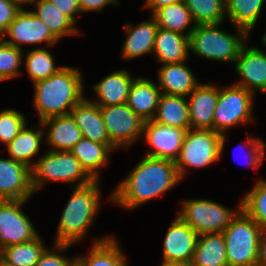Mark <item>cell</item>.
<instances>
[{
  "mask_svg": "<svg viewBox=\"0 0 266 266\" xmlns=\"http://www.w3.org/2000/svg\"><path fill=\"white\" fill-rule=\"evenodd\" d=\"M240 210L241 202L233 211L212 200L189 199L183 201L178 216L198 235L223 233Z\"/></svg>",
  "mask_w": 266,
  "mask_h": 266,
  "instance_id": "cell-8",
  "label": "cell"
},
{
  "mask_svg": "<svg viewBox=\"0 0 266 266\" xmlns=\"http://www.w3.org/2000/svg\"><path fill=\"white\" fill-rule=\"evenodd\" d=\"M81 13L84 12H101L107 5H118V0H78Z\"/></svg>",
  "mask_w": 266,
  "mask_h": 266,
  "instance_id": "cell-43",
  "label": "cell"
},
{
  "mask_svg": "<svg viewBox=\"0 0 266 266\" xmlns=\"http://www.w3.org/2000/svg\"><path fill=\"white\" fill-rule=\"evenodd\" d=\"M188 129L190 128L166 126L153 120L145 121L142 135H145V142L152 149L145 155L175 161L179 156Z\"/></svg>",
  "mask_w": 266,
  "mask_h": 266,
  "instance_id": "cell-14",
  "label": "cell"
},
{
  "mask_svg": "<svg viewBox=\"0 0 266 266\" xmlns=\"http://www.w3.org/2000/svg\"><path fill=\"white\" fill-rule=\"evenodd\" d=\"M161 266H176V265H162V264H161Z\"/></svg>",
  "mask_w": 266,
  "mask_h": 266,
  "instance_id": "cell-49",
  "label": "cell"
},
{
  "mask_svg": "<svg viewBox=\"0 0 266 266\" xmlns=\"http://www.w3.org/2000/svg\"><path fill=\"white\" fill-rule=\"evenodd\" d=\"M161 94L155 82L138 76L131 85L126 104L144 121L153 120Z\"/></svg>",
  "mask_w": 266,
  "mask_h": 266,
  "instance_id": "cell-21",
  "label": "cell"
},
{
  "mask_svg": "<svg viewBox=\"0 0 266 266\" xmlns=\"http://www.w3.org/2000/svg\"><path fill=\"white\" fill-rule=\"evenodd\" d=\"M55 246L52 250L46 249L41 254L39 261L35 266H74L75 257L68 258L62 256L61 252L69 248L72 244L68 243H53ZM56 250V251H55ZM57 252V253H56Z\"/></svg>",
  "mask_w": 266,
  "mask_h": 266,
  "instance_id": "cell-39",
  "label": "cell"
},
{
  "mask_svg": "<svg viewBox=\"0 0 266 266\" xmlns=\"http://www.w3.org/2000/svg\"><path fill=\"white\" fill-rule=\"evenodd\" d=\"M260 226L242 209L223 231L229 266H257Z\"/></svg>",
  "mask_w": 266,
  "mask_h": 266,
  "instance_id": "cell-5",
  "label": "cell"
},
{
  "mask_svg": "<svg viewBox=\"0 0 266 266\" xmlns=\"http://www.w3.org/2000/svg\"><path fill=\"white\" fill-rule=\"evenodd\" d=\"M27 121L23 114L12 109L0 112V141L8 145L23 129Z\"/></svg>",
  "mask_w": 266,
  "mask_h": 266,
  "instance_id": "cell-38",
  "label": "cell"
},
{
  "mask_svg": "<svg viewBox=\"0 0 266 266\" xmlns=\"http://www.w3.org/2000/svg\"><path fill=\"white\" fill-rule=\"evenodd\" d=\"M10 2L15 3L19 8L23 9V7H21L22 5L24 6L25 4H33L36 0H9Z\"/></svg>",
  "mask_w": 266,
  "mask_h": 266,
  "instance_id": "cell-46",
  "label": "cell"
},
{
  "mask_svg": "<svg viewBox=\"0 0 266 266\" xmlns=\"http://www.w3.org/2000/svg\"><path fill=\"white\" fill-rule=\"evenodd\" d=\"M153 121L175 128H190L188 100L185 96L161 94Z\"/></svg>",
  "mask_w": 266,
  "mask_h": 266,
  "instance_id": "cell-28",
  "label": "cell"
},
{
  "mask_svg": "<svg viewBox=\"0 0 266 266\" xmlns=\"http://www.w3.org/2000/svg\"><path fill=\"white\" fill-rule=\"evenodd\" d=\"M144 156L111 194V201L129 210L169 191L181 181L175 161Z\"/></svg>",
  "mask_w": 266,
  "mask_h": 266,
  "instance_id": "cell-1",
  "label": "cell"
},
{
  "mask_svg": "<svg viewBox=\"0 0 266 266\" xmlns=\"http://www.w3.org/2000/svg\"><path fill=\"white\" fill-rule=\"evenodd\" d=\"M225 140V134L210 129H188L179 156L175 160L181 180L186 175L188 166L203 168L219 160Z\"/></svg>",
  "mask_w": 266,
  "mask_h": 266,
  "instance_id": "cell-7",
  "label": "cell"
},
{
  "mask_svg": "<svg viewBox=\"0 0 266 266\" xmlns=\"http://www.w3.org/2000/svg\"><path fill=\"white\" fill-rule=\"evenodd\" d=\"M241 209L266 231V181L259 180L241 200Z\"/></svg>",
  "mask_w": 266,
  "mask_h": 266,
  "instance_id": "cell-36",
  "label": "cell"
},
{
  "mask_svg": "<svg viewBox=\"0 0 266 266\" xmlns=\"http://www.w3.org/2000/svg\"><path fill=\"white\" fill-rule=\"evenodd\" d=\"M265 0H225L226 17L249 34L256 25Z\"/></svg>",
  "mask_w": 266,
  "mask_h": 266,
  "instance_id": "cell-32",
  "label": "cell"
},
{
  "mask_svg": "<svg viewBox=\"0 0 266 266\" xmlns=\"http://www.w3.org/2000/svg\"><path fill=\"white\" fill-rule=\"evenodd\" d=\"M88 256L75 257L76 266H128L117 239L112 236L95 238Z\"/></svg>",
  "mask_w": 266,
  "mask_h": 266,
  "instance_id": "cell-25",
  "label": "cell"
},
{
  "mask_svg": "<svg viewBox=\"0 0 266 266\" xmlns=\"http://www.w3.org/2000/svg\"><path fill=\"white\" fill-rule=\"evenodd\" d=\"M34 194L30 168L11 158H0V200L28 199Z\"/></svg>",
  "mask_w": 266,
  "mask_h": 266,
  "instance_id": "cell-15",
  "label": "cell"
},
{
  "mask_svg": "<svg viewBox=\"0 0 266 266\" xmlns=\"http://www.w3.org/2000/svg\"><path fill=\"white\" fill-rule=\"evenodd\" d=\"M82 137L100 144H112L108 136L100 107L85 97L71 110Z\"/></svg>",
  "mask_w": 266,
  "mask_h": 266,
  "instance_id": "cell-18",
  "label": "cell"
},
{
  "mask_svg": "<svg viewBox=\"0 0 266 266\" xmlns=\"http://www.w3.org/2000/svg\"><path fill=\"white\" fill-rule=\"evenodd\" d=\"M82 75L79 69L63 66L49 78L34 83L33 105L40 122L71 113L85 97Z\"/></svg>",
  "mask_w": 266,
  "mask_h": 266,
  "instance_id": "cell-2",
  "label": "cell"
},
{
  "mask_svg": "<svg viewBox=\"0 0 266 266\" xmlns=\"http://www.w3.org/2000/svg\"><path fill=\"white\" fill-rule=\"evenodd\" d=\"M249 136L250 138L249 139L247 138L246 142L245 141L243 142L242 148L247 149L249 146V150L246 151L248 152L246 156L248 158L247 164L250 167H253L254 169H256L259 167V165L261 166L263 162V159L265 156L264 153H265L266 144L260 137L251 138L252 134H250Z\"/></svg>",
  "mask_w": 266,
  "mask_h": 266,
  "instance_id": "cell-40",
  "label": "cell"
},
{
  "mask_svg": "<svg viewBox=\"0 0 266 266\" xmlns=\"http://www.w3.org/2000/svg\"><path fill=\"white\" fill-rule=\"evenodd\" d=\"M134 80L128 70L110 73L93 86V91L98 97L94 103L99 107L125 104Z\"/></svg>",
  "mask_w": 266,
  "mask_h": 266,
  "instance_id": "cell-20",
  "label": "cell"
},
{
  "mask_svg": "<svg viewBox=\"0 0 266 266\" xmlns=\"http://www.w3.org/2000/svg\"><path fill=\"white\" fill-rule=\"evenodd\" d=\"M151 16L156 20L158 27L174 31L188 37L195 28V22L184 1L161 7ZM190 23H193L194 25H192L191 28H189V25H191ZM186 30L187 32L185 33L184 31Z\"/></svg>",
  "mask_w": 266,
  "mask_h": 266,
  "instance_id": "cell-30",
  "label": "cell"
},
{
  "mask_svg": "<svg viewBox=\"0 0 266 266\" xmlns=\"http://www.w3.org/2000/svg\"><path fill=\"white\" fill-rule=\"evenodd\" d=\"M20 10L21 8L15 3L9 0H0V36L7 30Z\"/></svg>",
  "mask_w": 266,
  "mask_h": 266,
  "instance_id": "cell-41",
  "label": "cell"
},
{
  "mask_svg": "<svg viewBox=\"0 0 266 266\" xmlns=\"http://www.w3.org/2000/svg\"><path fill=\"white\" fill-rule=\"evenodd\" d=\"M195 25L222 24L226 18L225 0H184Z\"/></svg>",
  "mask_w": 266,
  "mask_h": 266,
  "instance_id": "cell-34",
  "label": "cell"
},
{
  "mask_svg": "<svg viewBox=\"0 0 266 266\" xmlns=\"http://www.w3.org/2000/svg\"><path fill=\"white\" fill-rule=\"evenodd\" d=\"M55 5L65 16H67L74 24L76 23V14H80L78 0H48Z\"/></svg>",
  "mask_w": 266,
  "mask_h": 266,
  "instance_id": "cell-42",
  "label": "cell"
},
{
  "mask_svg": "<svg viewBox=\"0 0 266 266\" xmlns=\"http://www.w3.org/2000/svg\"><path fill=\"white\" fill-rule=\"evenodd\" d=\"M26 201L0 200V250L32 241L39 236L30 218L21 210Z\"/></svg>",
  "mask_w": 266,
  "mask_h": 266,
  "instance_id": "cell-11",
  "label": "cell"
},
{
  "mask_svg": "<svg viewBox=\"0 0 266 266\" xmlns=\"http://www.w3.org/2000/svg\"><path fill=\"white\" fill-rule=\"evenodd\" d=\"M23 51L0 39V78L3 81L22 73L19 68L23 63Z\"/></svg>",
  "mask_w": 266,
  "mask_h": 266,
  "instance_id": "cell-37",
  "label": "cell"
},
{
  "mask_svg": "<svg viewBox=\"0 0 266 266\" xmlns=\"http://www.w3.org/2000/svg\"><path fill=\"white\" fill-rule=\"evenodd\" d=\"M184 0H146V4L144 8H150L152 10V14L159 8L170 5L176 4Z\"/></svg>",
  "mask_w": 266,
  "mask_h": 266,
  "instance_id": "cell-45",
  "label": "cell"
},
{
  "mask_svg": "<svg viewBox=\"0 0 266 266\" xmlns=\"http://www.w3.org/2000/svg\"><path fill=\"white\" fill-rule=\"evenodd\" d=\"M257 266H266V231L260 236Z\"/></svg>",
  "mask_w": 266,
  "mask_h": 266,
  "instance_id": "cell-44",
  "label": "cell"
},
{
  "mask_svg": "<svg viewBox=\"0 0 266 266\" xmlns=\"http://www.w3.org/2000/svg\"><path fill=\"white\" fill-rule=\"evenodd\" d=\"M219 25H195L189 36V51L211 61L235 63L249 35L243 29L237 28L236 36L218 29Z\"/></svg>",
  "mask_w": 266,
  "mask_h": 266,
  "instance_id": "cell-4",
  "label": "cell"
},
{
  "mask_svg": "<svg viewBox=\"0 0 266 266\" xmlns=\"http://www.w3.org/2000/svg\"><path fill=\"white\" fill-rule=\"evenodd\" d=\"M74 189L62 212L55 243L75 244L81 241L100 209L99 180Z\"/></svg>",
  "mask_w": 266,
  "mask_h": 266,
  "instance_id": "cell-3",
  "label": "cell"
},
{
  "mask_svg": "<svg viewBox=\"0 0 266 266\" xmlns=\"http://www.w3.org/2000/svg\"><path fill=\"white\" fill-rule=\"evenodd\" d=\"M45 153L30 168L33 192L51 180L75 182L76 187L88 185L93 181L70 151H51L49 149Z\"/></svg>",
  "mask_w": 266,
  "mask_h": 266,
  "instance_id": "cell-6",
  "label": "cell"
},
{
  "mask_svg": "<svg viewBox=\"0 0 266 266\" xmlns=\"http://www.w3.org/2000/svg\"><path fill=\"white\" fill-rule=\"evenodd\" d=\"M199 235L179 216L170 224L163 241L162 265L189 266Z\"/></svg>",
  "mask_w": 266,
  "mask_h": 266,
  "instance_id": "cell-13",
  "label": "cell"
},
{
  "mask_svg": "<svg viewBox=\"0 0 266 266\" xmlns=\"http://www.w3.org/2000/svg\"><path fill=\"white\" fill-rule=\"evenodd\" d=\"M185 64V62L164 64L159 68L158 87L162 94L188 97L200 84Z\"/></svg>",
  "mask_w": 266,
  "mask_h": 266,
  "instance_id": "cell-22",
  "label": "cell"
},
{
  "mask_svg": "<svg viewBox=\"0 0 266 266\" xmlns=\"http://www.w3.org/2000/svg\"><path fill=\"white\" fill-rule=\"evenodd\" d=\"M40 129H27L26 125L19 132V134L8 144L7 150L10 155L9 158L22 162L31 168L35 162L32 158L40 152V144L45 136V130H41L42 124L39 123ZM32 161V162H31Z\"/></svg>",
  "mask_w": 266,
  "mask_h": 266,
  "instance_id": "cell-29",
  "label": "cell"
},
{
  "mask_svg": "<svg viewBox=\"0 0 266 266\" xmlns=\"http://www.w3.org/2000/svg\"><path fill=\"white\" fill-rule=\"evenodd\" d=\"M241 48L235 60V71L242 78L235 84L251 91L266 93V53L257 47Z\"/></svg>",
  "mask_w": 266,
  "mask_h": 266,
  "instance_id": "cell-16",
  "label": "cell"
},
{
  "mask_svg": "<svg viewBox=\"0 0 266 266\" xmlns=\"http://www.w3.org/2000/svg\"><path fill=\"white\" fill-rule=\"evenodd\" d=\"M189 266H229L223 234L199 235Z\"/></svg>",
  "mask_w": 266,
  "mask_h": 266,
  "instance_id": "cell-27",
  "label": "cell"
},
{
  "mask_svg": "<svg viewBox=\"0 0 266 266\" xmlns=\"http://www.w3.org/2000/svg\"><path fill=\"white\" fill-rule=\"evenodd\" d=\"M116 149L113 144H100L82 137L70 152L93 180H100V168L108 164L110 151Z\"/></svg>",
  "mask_w": 266,
  "mask_h": 266,
  "instance_id": "cell-26",
  "label": "cell"
},
{
  "mask_svg": "<svg viewBox=\"0 0 266 266\" xmlns=\"http://www.w3.org/2000/svg\"><path fill=\"white\" fill-rule=\"evenodd\" d=\"M153 52L162 65L185 62L191 53L189 37L158 27Z\"/></svg>",
  "mask_w": 266,
  "mask_h": 266,
  "instance_id": "cell-24",
  "label": "cell"
},
{
  "mask_svg": "<svg viewBox=\"0 0 266 266\" xmlns=\"http://www.w3.org/2000/svg\"><path fill=\"white\" fill-rule=\"evenodd\" d=\"M32 11L49 28L51 33L60 40L63 36L77 35L75 24L48 0H36Z\"/></svg>",
  "mask_w": 266,
  "mask_h": 266,
  "instance_id": "cell-31",
  "label": "cell"
},
{
  "mask_svg": "<svg viewBox=\"0 0 266 266\" xmlns=\"http://www.w3.org/2000/svg\"><path fill=\"white\" fill-rule=\"evenodd\" d=\"M0 266H14V265L7 263L4 259L0 257Z\"/></svg>",
  "mask_w": 266,
  "mask_h": 266,
  "instance_id": "cell-47",
  "label": "cell"
},
{
  "mask_svg": "<svg viewBox=\"0 0 266 266\" xmlns=\"http://www.w3.org/2000/svg\"><path fill=\"white\" fill-rule=\"evenodd\" d=\"M100 111L110 141L117 149L128 148L143 136L145 121L126 103L100 107Z\"/></svg>",
  "mask_w": 266,
  "mask_h": 266,
  "instance_id": "cell-10",
  "label": "cell"
},
{
  "mask_svg": "<svg viewBox=\"0 0 266 266\" xmlns=\"http://www.w3.org/2000/svg\"><path fill=\"white\" fill-rule=\"evenodd\" d=\"M190 129L213 130V118L219 96V88L211 84H199L189 95Z\"/></svg>",
  "mask_w": 266,
  "mask_h": 266,
  "instance_id": "cell-17",
  "label": "cell"
},
{
  "mask_svg": "<svg viewBox=\"0 0 266 266\" xmlns=\"http://www.w3.org/2000/svg\"><path fill=\"white\" fill-rule=\"evenodd\" d=\"M124 27L127 37L122 47V58L135 59L153 52L158 29L156 20L153 17L135 26L131 25V23H126Z\"/></svg>",
  "mask_w": 266,
  "mask_h": 266,
  "instance_id": "cell-19",
  "label": "cell"
},
{
  "mask_svg": "<svg viewBox=\"0 0 266 266\" xmlns=\"http://www.w3.org/2000/svg\"><path fill=\"white\" fill-rule=\"evenodd\" d=\"M253 96L251 91L236 84L219 88L213 131L223 135L233 125L252 122Z\"/></svg>",
  "mask_w": 266,
  "mask_h": 266,
  "instance_id": "cell-9",
  "label": "cell"
},
{
  "mask_svg": "<svg viewBox=\"0 0 266 266\" xmlns=\"http://www.w3.org/2000/svg\"><path fill=\"white\" fill-rule=\"evenodd\" d=\"M40 236L32 241L14 244L0 250V257L14 266H35L46 249Z\"/></svg>",
  "mask_w": 266,
  "mask_h": 266,
  "instance_id": "cell-33",
  "label": "cell"
},
{
  "mask_svg": "<svg viewBox=\"0 0 266 266\" xmlns=\"http://www.w3.org/2000/svg\"><path fill=\"white\" fill-rule=\"evenodd\" d=\"M23 58L25 61L22 64L25 65V69L33 83L47 79L63 68L62 66H55L52 54L43 47L28 51L26 56L23 54Z\"/></svg>",
  "mask_w": 266,
  "mask_h": 266,
  "instance_id": "cell-35",
  "label": "cell"
},
{
  "mask_svg": "<svg viewBox=\"0 0 266 266\" xmlns=\"http://www.w3.org/2000/svg\"><path fill=\"white\" fill-rule=\"evenodd\" d=\"M261 39L263 45L266 46V32H264L263 37Z\"/></svg>",
  "mask_w": 266,
  "mask_h": 266,
  "instance_id": "cell-48",
  "label": "cell"
},
{
  "mask_svg": "<svg viewBox=\"0 0 266 266\" xmlns=\"http://www.w3.org/2000/svg\"><path fill=\"white\" fill-rule=\"evenodd\" d=\"M49 126L46 134L51 151H70L82 138V133L71 114L53 117L41 122Z\"/></svg>",
  "mask_w": 266,
  "mask_h": 266,
  "instance_id": "cell-23",
  "label": "cell"
},
{
  "mask_svg": "<svg viewBox=\"0 0 266 266\" xmlns=\"http://www.w3.org/2000/svg\"><path fill=\"white\" fill-rule=\"evenodd\" d=\"M9 36L8 40L5 37ZM1 39L9 45L21 48L22 44H40L45 42L48 46H54L58 39L51 33L49 28L38 18L32 10L21 9L10 23Z\"/></svg>",
  "mask_w": 266,
  "mask_h": 266,
  "instance_id": "cell-12",
  "label": "cell"
}]
</instances>
